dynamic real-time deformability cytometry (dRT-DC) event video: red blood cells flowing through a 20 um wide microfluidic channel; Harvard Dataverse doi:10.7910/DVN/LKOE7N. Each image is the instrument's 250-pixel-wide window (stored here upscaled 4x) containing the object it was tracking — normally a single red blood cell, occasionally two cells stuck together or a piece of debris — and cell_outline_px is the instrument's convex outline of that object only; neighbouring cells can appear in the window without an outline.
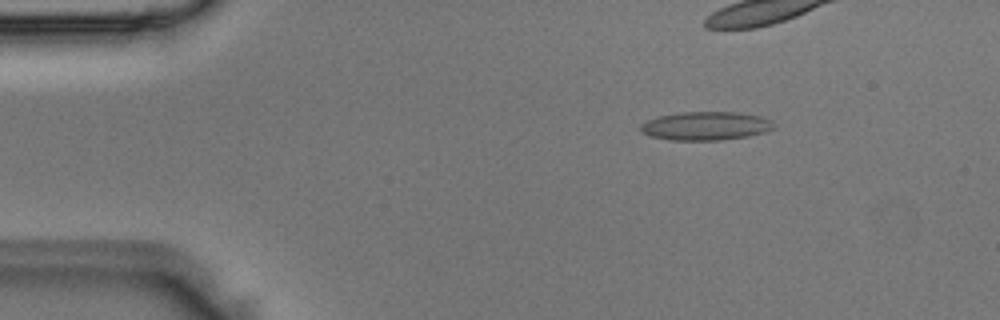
{"species": "Egyptian fruit bat (a non-hibernating species)", "species_latin": "Rousettus aegyptiacus", "temperature_condition": "room temperature", "stored_images_in_passage": 5, "camera_frame_rate_fps": 3000, "um_per_image_px": 0.085, "animal": {"sex": "male"}, "frame": {"image": 1, "passage_image": 2, "time_ms": 0.333, "image_size_px": [1000, 320], "cell_outline_px": [[776, 128], [764, 132], [748, 136], [720, 140], [668, 140], [652, 136], [640, 132], [640, 124], [656, 116], [680, 112], [740, 112], [760, 116], [772, 120], [776, 124]], "centroid_in_image_um": [60.0, 10.7], "position_along_channel_um": 25.0, "area_um2": 22.43}}